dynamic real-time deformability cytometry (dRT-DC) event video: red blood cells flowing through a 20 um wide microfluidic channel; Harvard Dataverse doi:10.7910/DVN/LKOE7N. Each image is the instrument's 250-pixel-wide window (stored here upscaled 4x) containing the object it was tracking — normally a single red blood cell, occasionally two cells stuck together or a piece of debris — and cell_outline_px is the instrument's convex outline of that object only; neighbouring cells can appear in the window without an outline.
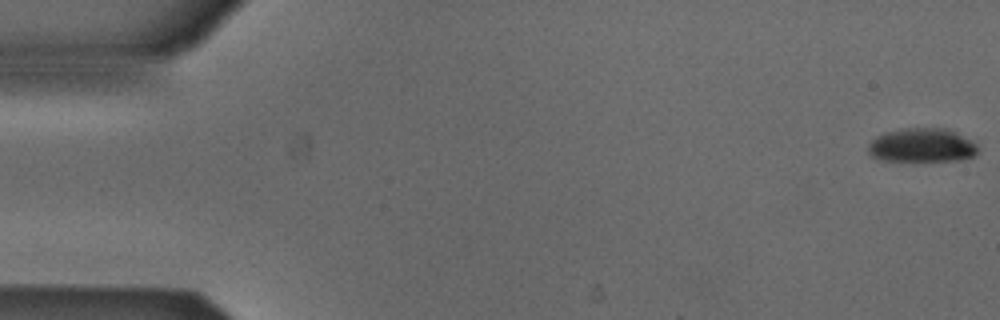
{"species": "Egyptian fruit bat (a non-hibernating species)", "species_latin": "Rousettus aegyptiacus", "temperature_condition": "cold", "stored_images_in_passage": 5, "camera_frame_rate_fps": 3000, "um_per_image_px": 0.085, "animal": {"sex": "male"}, "frame": {"image": 1, "passage_image": 1, "time_ms": 0.0, "image_size_px": [1000, 320], "cell_outline_px": [[980, 152], [976, 156], [960, 160], [884, 160], [872, 156], [868, 152], [868, 144], [876, 136], [884, 132], [900, 128], [944, 128], [956, 132], [972, 140], [976, 144]], "centroid_in_image_um": [78.39, 12.34], "position_along_channel_um": 6.6, "area_um2": 21.79}}